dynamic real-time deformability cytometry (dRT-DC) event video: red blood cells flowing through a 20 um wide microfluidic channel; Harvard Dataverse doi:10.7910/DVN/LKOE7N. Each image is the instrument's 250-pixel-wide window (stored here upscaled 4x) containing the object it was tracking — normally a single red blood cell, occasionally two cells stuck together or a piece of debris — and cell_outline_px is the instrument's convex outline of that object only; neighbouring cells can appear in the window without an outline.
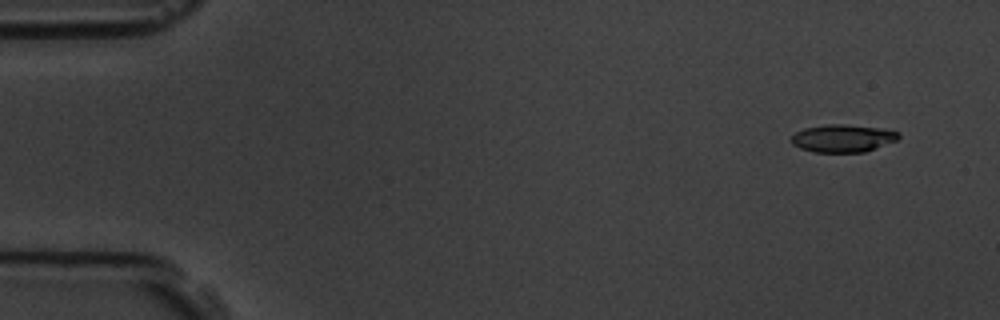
{"species": "common noctule bat (a hibernating species)", "species_latin": "Nyctalus noctula", "temperature_condition": "room temperature", "stored_images_in_passage": 6, "camera_frame_rate_fps": 3000, "um_per_image_px": 0.085, "animal": {"sex": "male", "body_mass_g": 19.5, "forearm_length_mm": 54.6}, "frame": {"image": 1, "passage_image": 1, "time_ms": 0.0, "image_size_px": [1000, 320], "cell_outline_px": [[900, 136], [896, 140], [864, 152], [812, 152], [800, 148], [792, 144], [792, 136], [796, 132], [804, 128], [828, 124], [844, 124], [884, 128], [900, 132]], "centroid_in_image_um": [71.64, 11.74], "position_along_channel_um": 13.4, "area_um2": 17.28}}
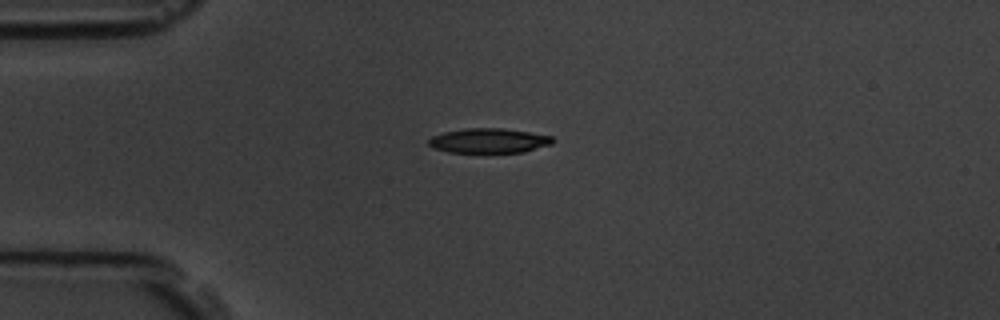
{"frame": {"image": 2, "passage_image": 4, "time_ms": 3.333, "image_size_px": [1000, 320], "cell_outline_px": [[556, 140], [552, 144], [524, 152], [448, 152], [432, 148], [428, 144], [428, 140], [432, 136], [444, 132], [464, 128], [504, 128], [552, 136]], "centroid_in_image_um": [41.55, 11.95], "position_along_channel_um": 43.4, "area_um2": 17.92}}
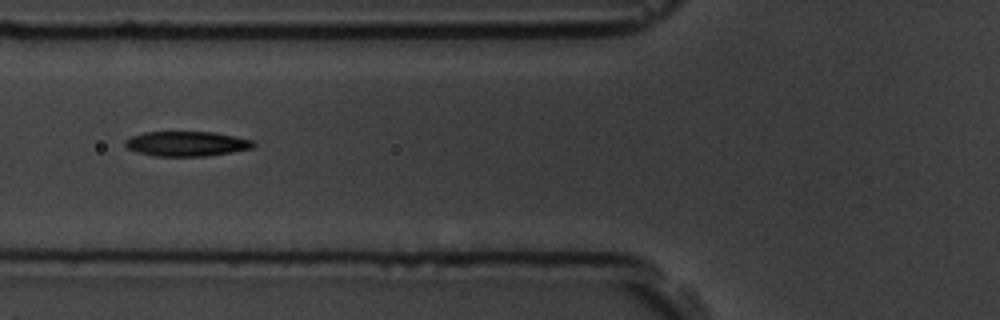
{"frame": {"image": 3, "passage_image": 6, "time_ms": 5.667, "image_size_px": [1000, 320], "cell_outline_px": [[256, 144], [252, 148], [208, 156], [152, 156], [136, 152], [128, 148], [124, 144], [124, 140], [132, 136], [144, 132], [212, 132], [236, 136], [256, 140]], "centroid_in_image_um": [15.88, 12.22], "position_along_channel_um": 109.9, "area_um2": 18.73}}